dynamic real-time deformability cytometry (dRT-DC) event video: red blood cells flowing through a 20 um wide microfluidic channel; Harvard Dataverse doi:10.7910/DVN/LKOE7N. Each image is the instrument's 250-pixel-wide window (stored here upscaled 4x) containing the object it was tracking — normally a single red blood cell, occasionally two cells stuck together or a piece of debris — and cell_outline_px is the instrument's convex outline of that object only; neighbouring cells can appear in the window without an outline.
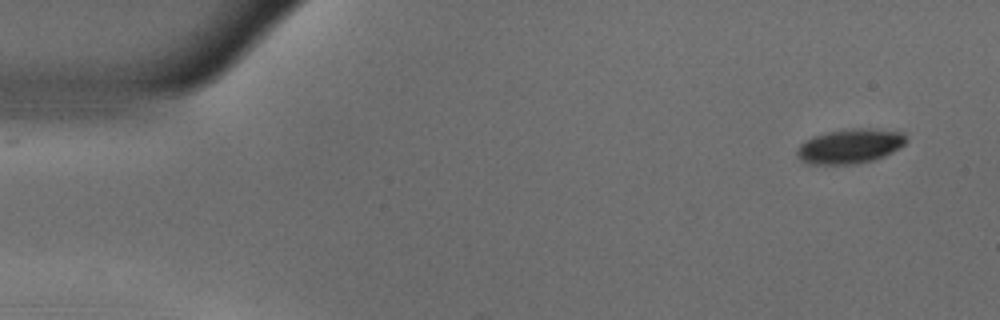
{"species": "common noctule bat (a hibernating species)", "species_latin": "Nyctalus noctula", "temperature_condition": "warm", "stored_images_in_passage": 53, "camera_frame_rate_fps": 3000, "um_per_image_px": 0.085, "animal": {"sex": "male", "body_mass_g": 18.8}, "frame": {"image": 1, "passage_image": 1, "time_ms": 0.0, "image_size_px": [1000, 320], "cell_outline_px": [[908, 140], [904, 144], [884, 156], [872, 160], [856, 164], [808, 164], [800, 160], [796, 156], [796, 152], [800, 144], [804, 140], [812, 136], [828, 132], [852, 128], [872, 128], [904, 132]], "centroid_in_image_um": [72.23, 12.42], "position_along_channel_um": 12.8, "area_um2": 22.14}}
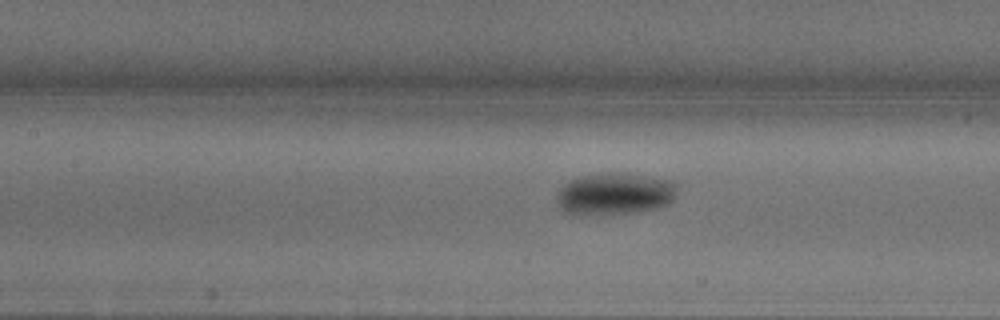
{"frame": {"image": 2, "passage_image": 22, "time_ms": 7.0, "image_size_px": [1000, 320], "cell_outline_px": [[676, 196], [668, 204], [656, 208], [636, 212], [564, 212], [560, 208], [556, 200], [556, 196], [560, 188], [568, 180], [580, 176], [640, 176], [672, 180], [676, 184]], "centroid_in_image_um": [52.27, 16.49], "position_along_channel_um": 155.1, "area_um2": 27.69}}
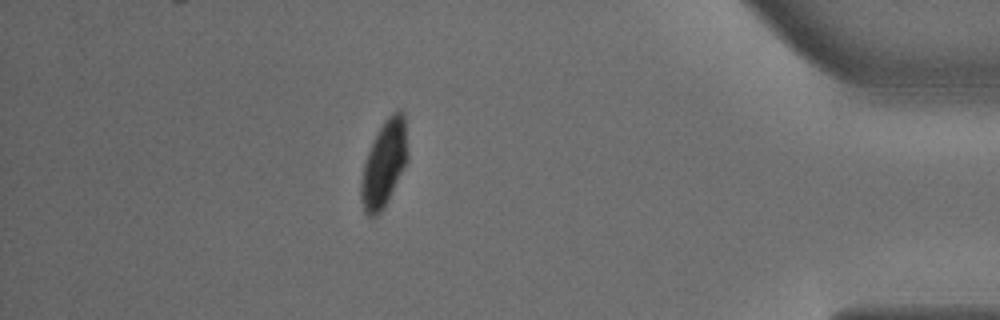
{"frame": {"image": 3, "passage_image": 46, "time_ms": 15.0, "image_size_px": [1000, 320], "cell_outline_px": [[408, 160], [384, 208], [376, 216], [368, 216], [364, 212], [360, 200], [360, 180], [364, 164], [368, 152], [384, 120], [392, 112], [400, 108], [404, 112], [408, 152]], "centroid_in_image_um": [32.65, 13.93], "position_along_channel_um": 402.5, "area_um2": 23.47}, "authors_computed_cell_mechanics": {"area_um2": 25.4898, "velocity_mm_per_s": 3.6352, "shape_relaxation_time_tau1_ms": 3.6884, "shape_relaxation_time_tau2_ms": null, "deformation_change_tau1": 0.1411, "deformation_change_tau2": null}}